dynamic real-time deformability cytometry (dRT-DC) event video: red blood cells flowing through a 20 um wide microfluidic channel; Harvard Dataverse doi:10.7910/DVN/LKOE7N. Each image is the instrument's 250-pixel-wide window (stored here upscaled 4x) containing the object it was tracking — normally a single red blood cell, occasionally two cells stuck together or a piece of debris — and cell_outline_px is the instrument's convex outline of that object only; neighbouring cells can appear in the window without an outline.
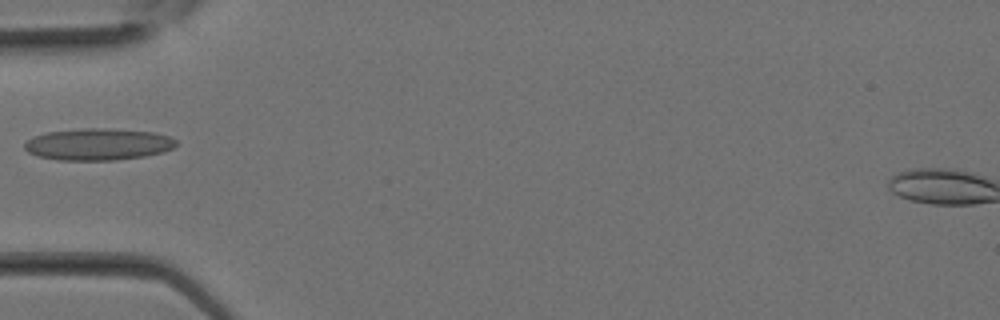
{"species": "Egyptian fruit bat (a non-hibernating species)", "species_latin": "Rousettus aegyptiacus", "temperature_condition": "room temperature", "stored_images_in_passage": 3, "camera_frame_rate_fps": 3000, "um_per_image_px": 0.085, "animal": {"sex": "female"}, "frame": {"image": 1, "passage_image": 2, "time_ms": 0.333, "image_size_px": [1000, 320], "cell_outline_px": [[176, 144], [172, 148], [164, 152], [144, 156], [116, 160], [56, 160], [36, 156], [28, 152], [24, 148], [24, 144], [32, 136], [48, 132], [80, 128], [104, 128], [152, 132], [168, 136], [176, 140]], "centroid_in_image_um": [8.3, 12.27], "position_along_channel_um": 76.7, "area_um2": 28.15}}